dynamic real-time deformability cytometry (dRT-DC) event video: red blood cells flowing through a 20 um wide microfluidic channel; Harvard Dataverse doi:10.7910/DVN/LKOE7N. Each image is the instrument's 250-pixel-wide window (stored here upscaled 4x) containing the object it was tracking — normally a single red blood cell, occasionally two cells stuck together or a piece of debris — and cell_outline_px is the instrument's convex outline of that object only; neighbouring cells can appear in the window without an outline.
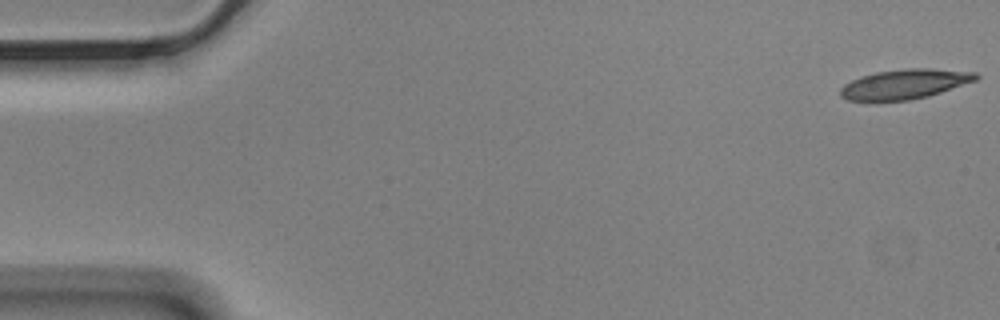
{"species": "Egyptian fruit bat (a non-hibernating species)", "species_latin": "Rousettus aegyptiacus", "temperature_condition": "cold", "stored_images_in_passage": 57, "camera_frame_rate_fps": 3000, "um_per_image_px": 0.085, "animal": {"sex": "male"}, "frame": {"image": 1, "passage_image": 1, "time_ms": 0.0, "image_size_px": [1000, 320], "cell_outline_px": [[980, 76], [976, 80], [928, 96], [908, 100], [848, 100], [840, 96], [840, 88], [844, 84], [852, 80], [876, 72], [908, 68], [932, 68], [976, 72]], "centroid_in_image_um": [76.92, 7.13], "position_along_channel_um": 8.1, "area_um2": 23.18}}
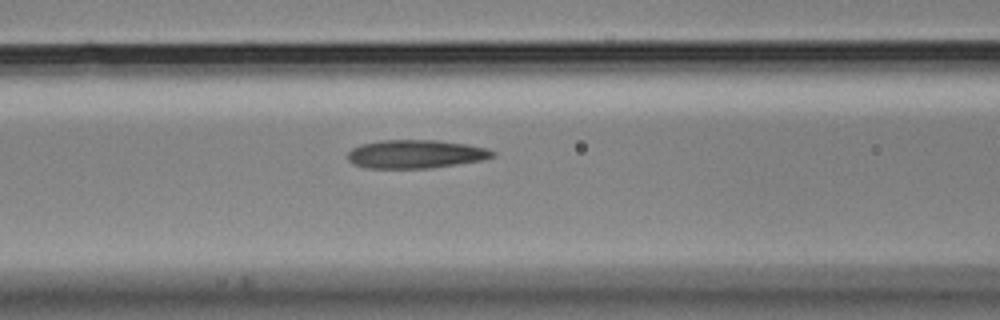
{"frame": {"image": 2, "passage_image": 23, "time_ms": 7.333, "image_size_px": [1000, 320], "cell_outline_px": [[496, 156], [484, 160], [432, 168], [364, 168], [352, 164], [348, 160], [348, 152], [352, 148], [360, 144], [380, 140], [436, 140], [468, 144], [488, 148], [496, 152]], "centroid_in_image_um": [35.35, 13.1], "position_along_channel_um": 131.2, "area_um2": 24.39}}
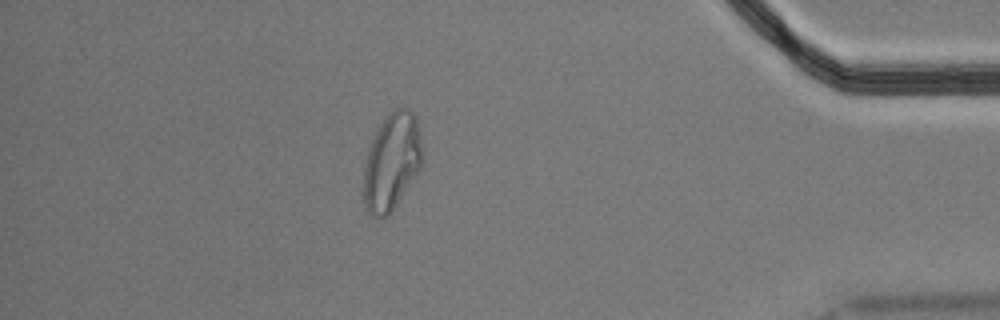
{"frame": {"image": 3, "passage_image": 50, "time_ms": 16.333, "image_size_px": [1000, 320], "cell_outline_px": [[424, 160], [420, 168], [388, 216], [380, 220], [372, 216], [368, 212], [364, 204], [364, 160], [368, 148], [380, 124], [388, 112], [396, 108], [408, 108], [416, 116], [420, 136]], "centroid_in_image_um": [33.29, 13.74], "position_along_channel_um": 401.9, "area_um2": 33.35}, "authors_computed_cell_mechanics": {"area_um2": 24.3916, "velocity_mm_per_s": 3.4702, "shape_relaxation_time_tau1_ms": 10.9811, "shape_relaxation_time_tau2_ms": 3.1336, "deformation_change_tau1": 0.2738, "deformation_change_tau2": 0.1233}}